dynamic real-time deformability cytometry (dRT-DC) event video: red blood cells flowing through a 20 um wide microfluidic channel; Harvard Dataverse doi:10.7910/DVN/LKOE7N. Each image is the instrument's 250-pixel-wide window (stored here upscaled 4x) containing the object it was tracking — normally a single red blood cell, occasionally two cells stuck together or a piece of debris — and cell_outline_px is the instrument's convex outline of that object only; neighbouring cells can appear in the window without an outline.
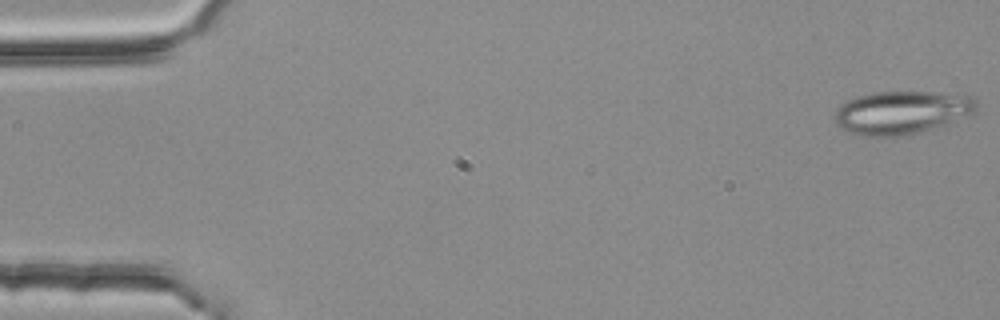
{"species": "common noctule bat (a hibernating species)", "species_latin": "Nyctalus noctula", "temperature_condition": "room temperature", "stored_images_in_passage": 54, "camera_frame_rate_fps": 3000, "um_per_image_px": 0.085, "animal": {"sex": "female", "body_mass_g": 25.1}, "frame": {"image": 1, "passage_image": 1, "time_ms": 0.0, "image_size_px": [1000, 320], "cell_outline_px": [[976, 108], [972, 112], [944, 124], [904, 136], [860, 136], [848, 132], [840, 128], [836, 124], [836, 112], [840, 104], [856, 96], [872, 92], [944, 92], [972, 96], [976, 100]], "centroid_in_image_um": [76.59, 9.55], "position_along_channel_um": 8.4, "area_um2": 35.37}}
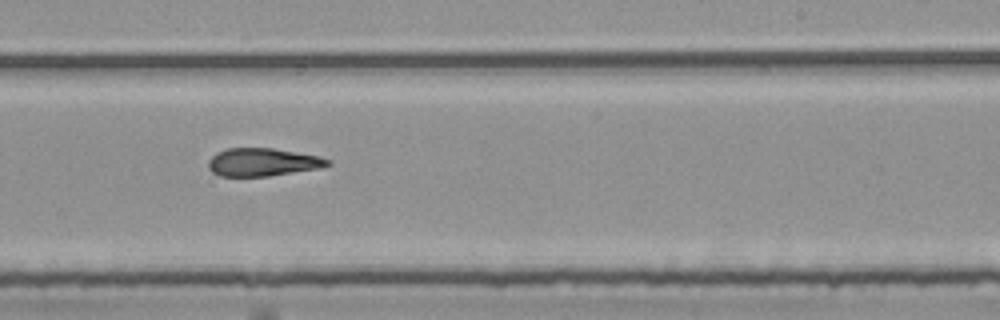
{"frame": {"image": 2, "passage_image": 33, "time_ms": 10.667, "image_size_px": [1000, 320], "cell_outline_px": [[332, 164], [320, 168], [268, 176], [220, 176], [212, 172], [208, 168], [208, 160], [216, 152], [228, 148], [272, 148], [320, 156], [332, 160]], "centroid_in_image_um": [22.33, 13.78], "position_along_channel_um": 266.7, "area_um2": 19.54}}
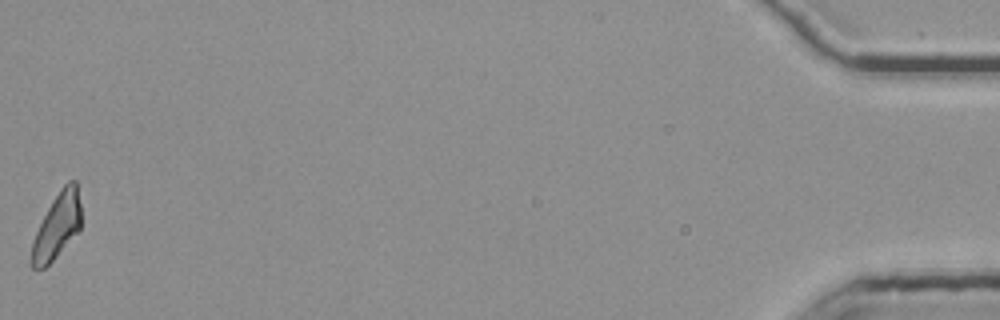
{"frame": {"image": 3, "passage_image": 54, "time_ms": 17.667, "image_size_px": [1000, 320], "cell_outline_px": [[80, 232], [44, 268], [32, 268], [32, 244], [36, 232], [52, 200], [60, 188], [68, 180], [76, 180], [80, 204]], "centroid_in_image_um": [4.88, 19.18], "position_along_channel_um": 430.3, "area_um2": 18.61}, "authors_computed_cell_mechanics": {"area_um2": 20.3745, "velocity_mm_per_s": 3.7892, "shape_relaxation_time_tau1_ms": null, "shape_relaxation_time_tau2_ms": 4.0585, "deformation_change_tau1": null, "deformation_change_tau2": 0.1494}}